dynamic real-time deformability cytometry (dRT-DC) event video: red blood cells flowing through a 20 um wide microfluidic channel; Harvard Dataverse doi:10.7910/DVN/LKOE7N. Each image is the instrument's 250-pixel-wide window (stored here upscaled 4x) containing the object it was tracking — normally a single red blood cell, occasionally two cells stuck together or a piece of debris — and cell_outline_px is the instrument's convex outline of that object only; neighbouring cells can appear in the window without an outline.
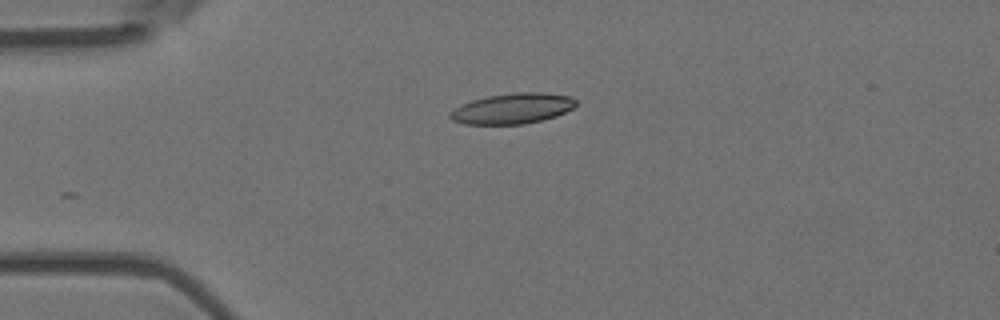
{"species": "Egyptian fruit bat (a non-hibernating species)", "species_latin": "Rousettus aegyptiacus", "temperature_condition": "room temperature", "stored_images_in_passage": 5, "camera_frame_rate_fps": 3000, "um_per_image_px": 0.085, "animal": {"sex": "female"}, "frame": {"image": 1, "passage_image": 4, "time_ms": 1.0, "image_size_px": [1000, 320], "cell_outline_px": [[576, 104], [572, 108], [556, 116], [524, 124], [464, 124], [452, 120], [448, 116], [448, 112], [460, 104], [472, 100], [488, 96], [512, 92], [544, 92], [572, 96], [576, 100]], "centroid_in_image_um": [43.53, 9.21], "position_along_channel_um": 41.5, "area_um2": 22.54}}